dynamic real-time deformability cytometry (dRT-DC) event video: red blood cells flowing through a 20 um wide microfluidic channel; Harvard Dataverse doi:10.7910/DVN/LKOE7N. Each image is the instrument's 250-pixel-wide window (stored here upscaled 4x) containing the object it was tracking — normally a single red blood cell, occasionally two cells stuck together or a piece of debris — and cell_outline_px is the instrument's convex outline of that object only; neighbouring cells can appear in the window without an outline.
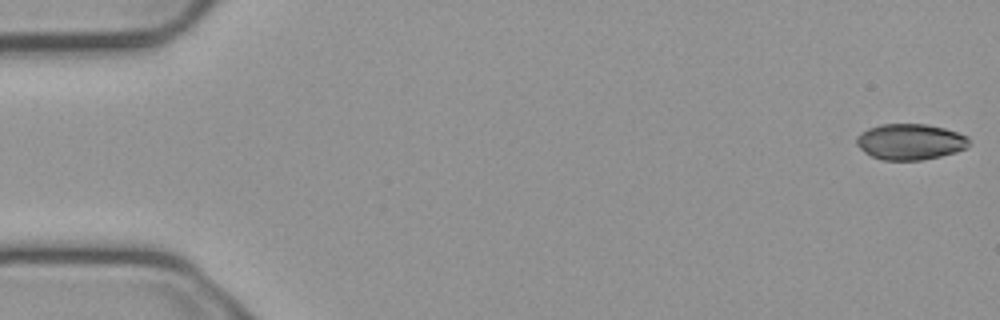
{"species": "common noctule bat (a hibernating species)", "species_latin": "Nyctalus noctula", "temperature_condition": "cold", "stored_images_in_passage": 6, "camera_frame_rate_fps": 3000, "um_per_image_px": 0.085, "animal": {"sex": "male", "body_mass_g": 23.1, "forearm_length_mm": 52.7}, "frame": {"image": 1, "passage_image": 1, "time_ms": 0.0, "image_size_px": [1000, 320], "cell_outline_px": [[968, 144], [964, 148], [956, 152], [940, 156], [920, 160], [880, 160], [864, 152], [856, 144], [856, 136], [860, 132], [868, 128], [880, 124], [928, 124], [944, 128], [968, 136]], "centroid_in_image_um": [77.32, 12.04], "position_along_channel_um": 7.7, "area_um2": 23.58}}
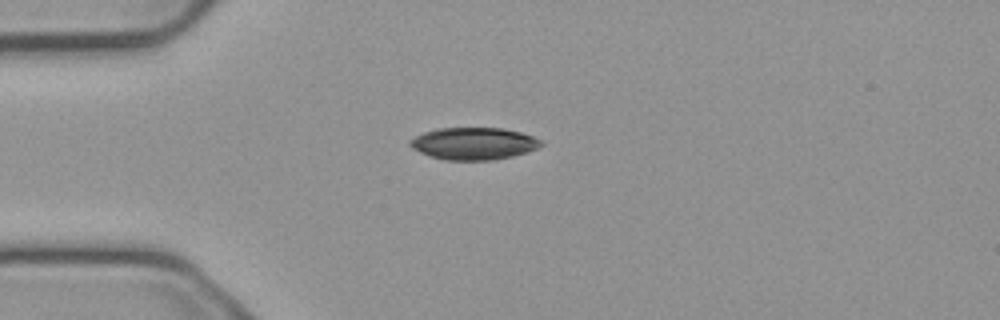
{"frame": {"image": 2, "passage_image": 5, "time_ms": 1.333, "image_size_px": [1000, 320], "cell_outline_px": [[544, 144], [528, 152], [512, 156], [492, 160], [444, 160], [428, 156], [412, 148], [408, 144], [408, 140], [424, 132], [436, 128], [504, 128], [520, 132], [532, 136], [540, 140]], "centroid_in_image_um": [40.23, 12.2], "position_along_channel_um": 44.8, "area_um2": 24.68}}
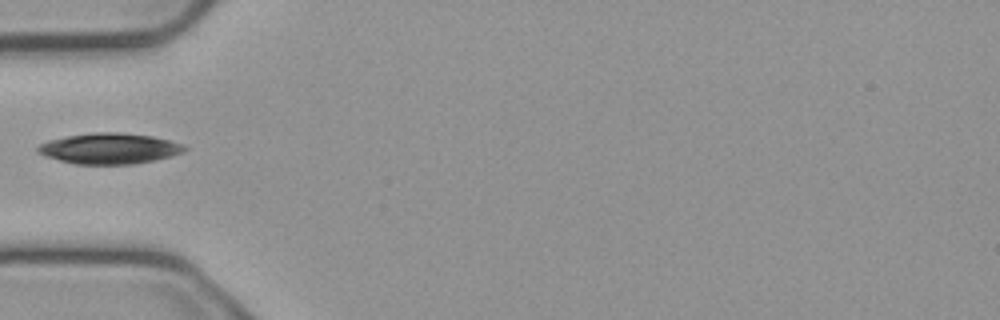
{"frame": {"image": 3, "passage_image": 6, "time_ms": 1.667, "image_size_px": [1000, 320], "cell_outline_px": [[188, 148], [184, 152], [172, 156], [132, 164], [76, 164], [60, 160], [36, 152], [36, 148], [40, 144], [48, 140], [68, 136], [92, 132], [120, 132], [152, 136], [184, 144]], "centroid_in_image_um": [9.32, 12.61], "position_along_channel_um": 75.7, "area_um2": 26.18}}